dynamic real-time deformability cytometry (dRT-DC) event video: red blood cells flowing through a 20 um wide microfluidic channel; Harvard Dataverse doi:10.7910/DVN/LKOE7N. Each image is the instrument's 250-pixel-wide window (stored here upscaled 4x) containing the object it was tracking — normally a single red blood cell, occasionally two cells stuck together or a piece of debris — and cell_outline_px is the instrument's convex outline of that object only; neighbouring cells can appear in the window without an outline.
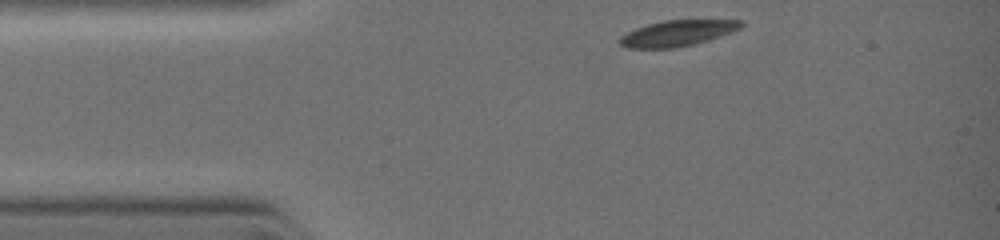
{"species": "common noctule bat (a hibernating species)", "species_latin": "Nyctalus noctula", "temperature_condition": "warm", "stored_images_in_passage": 45, "camera_frame_rate_fps": 3000, "um_per_image_px": 0.085, "animal": {"sex": "female", "body_mass_g": 19.0, "forearm_length_mm": 51.5}, "frame": {"image": 1, "passage_image": 1, "time_ms": 0.0, "image_size_px": [1000, 240], "cell_outline_px": [[744, 24], [740, 28], [708, 40], [676, 48], [628, 48], [620, 44], [620, 36], [636, 28], [648, 24], [664, 20], [744, 20]], "centroid_in_image_um": [57.57, 2.82], "position_along_channel_um": 27.4, "area_um2": 18.03}}
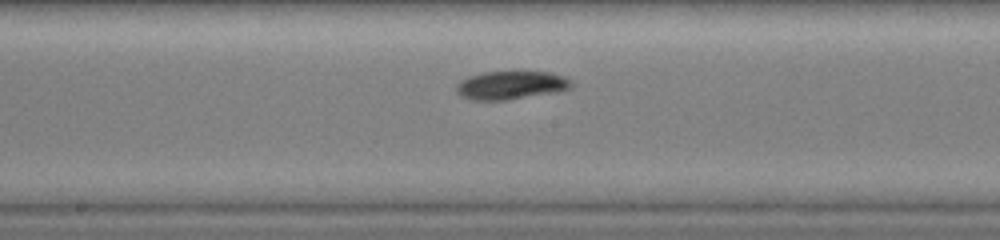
{"frame": {"image": 2, "passage_image": 25, "time_ms": 4.0, "image_size_px": [1000, 240], "cell_outline_px": [[572, 84], [568, 88], [560, 92], [508, 100], [472, 100], [460, 96], [456, 88], [456, 84], [460, 80], [468, 76], [484, 72], [548, 72], [564, 76], [572, 80]], "centroid_in_image_um": [43.43, 7.25], "position_along_channel_um": 204.8, "area_um2": 19.13}}
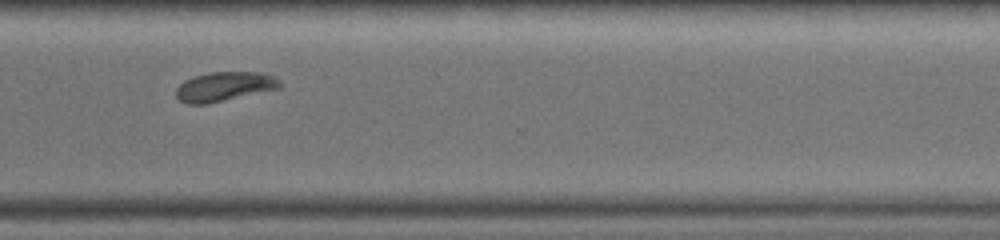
{"frame": {"image": 3, "passage_image": 44, "time_ms": 6.667, "image_size_px": [1000, 240], "cell_outline_px": [[280, 88], [204, 104], [188, 104], [180, 100], [176, 96], [176, 88], [184, 80], [208, 72], [264, 72], [280, 80]], "centroid_in_image_um": [19.06, 7.34], "position_along_channel_um": 351.5, "area_um2": 17.51}}